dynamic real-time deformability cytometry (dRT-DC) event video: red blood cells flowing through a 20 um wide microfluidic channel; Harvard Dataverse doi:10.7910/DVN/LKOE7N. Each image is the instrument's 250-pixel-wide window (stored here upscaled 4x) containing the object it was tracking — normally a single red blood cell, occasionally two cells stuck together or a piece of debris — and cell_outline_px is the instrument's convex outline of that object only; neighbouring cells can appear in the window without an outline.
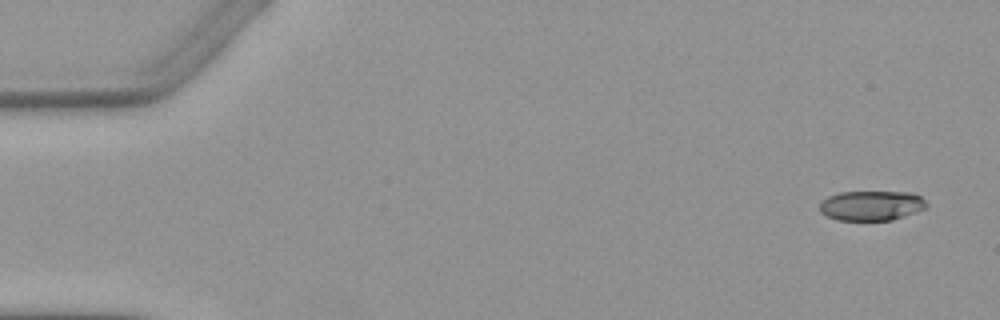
{"species": "Egyptian fruit bat (a non-hibernating species)", "species_latin": "Rousettus aegyptiacus", "temperature_condition": "warm", "stored_images_in_passage": 7, "camera_frame_rate_fps": 3000, "um_per_image_px": 0.085, "animal": {"sex": "female"}, "frame": {"image": 1, "passage_image": 1, "time_ms": 0.0, "image_size_px": [1000, 320], "cell_outline_px": [[928, 204], [924, 208], [916, 212], [892, 220], [836, 220], [820, 212], [820, 204], [828, 196], [840, 192], [912, 192], [920, 196]], "centroid_in_image_um": [74.08, 17.47], "position_along_channel_um": 10.9, "area_um2": 18.5}}
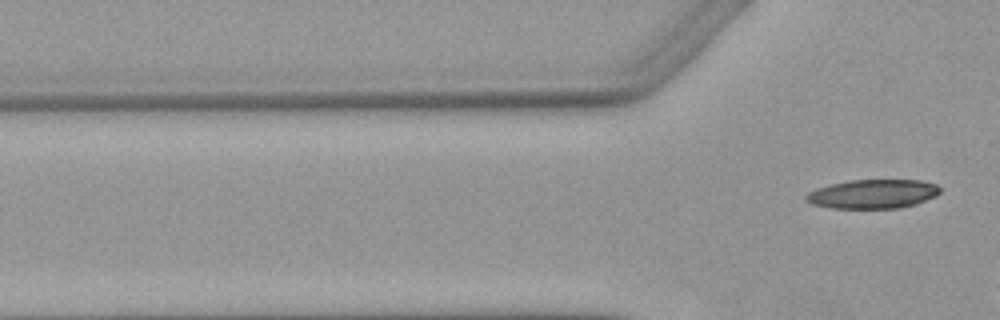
{"frame": {"image": 2, "passage_image": 7, "time_ms": 7.0, "image_size_px": [1000, 320], "cell_outline_px": [[940, 192], [936, 196], [916, 204], [900, 208], [832, 208], [812, 204], [804, 200], [804, 196], [808, 192], [816, 188], [848, 180], [920, 180], [936, 184], [940, 188]], "centroid_in_image_um": [74.18, 16.49], "position_along_channel_um": 51.6, "area_um2": 22.77}}